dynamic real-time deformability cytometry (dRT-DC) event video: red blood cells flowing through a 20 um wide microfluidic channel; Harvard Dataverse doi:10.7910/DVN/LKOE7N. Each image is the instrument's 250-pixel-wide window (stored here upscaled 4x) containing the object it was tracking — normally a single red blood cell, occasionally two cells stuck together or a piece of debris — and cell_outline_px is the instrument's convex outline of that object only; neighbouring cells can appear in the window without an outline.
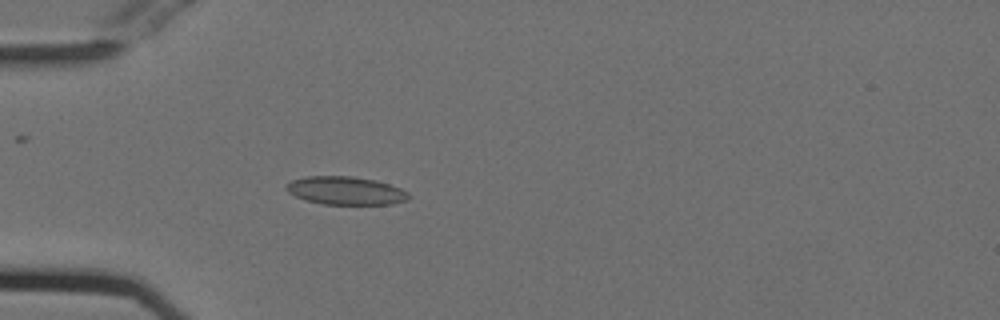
{"species": "Egyptian fruit bat (a non-hibernating species)", "species_latin": "Rousettus aegyptiacus", "temperature_condition": "cold", "stored_images_in_passage": 54, "camera_frame_rate_fps": 3000, "um_per_image_px": 0.085, "animal": {"sex": "female"}, "frame": {"image": 1, "passage_image": 16, "time_ms": 5.0, "image_size_px": [1000, 320], "cell_outline_px": [[408, 200], [392, 204], [324, 204], [304, 200], [288, 192], [284, 188], [292, 180], [304, 176], [352, 176], [376, 180], [400, 188], [408, 192]], "centroid_in_image_um": [29.36, 16.2], "position_along_channel_um": 55.6, "area_um2": 20.06}}
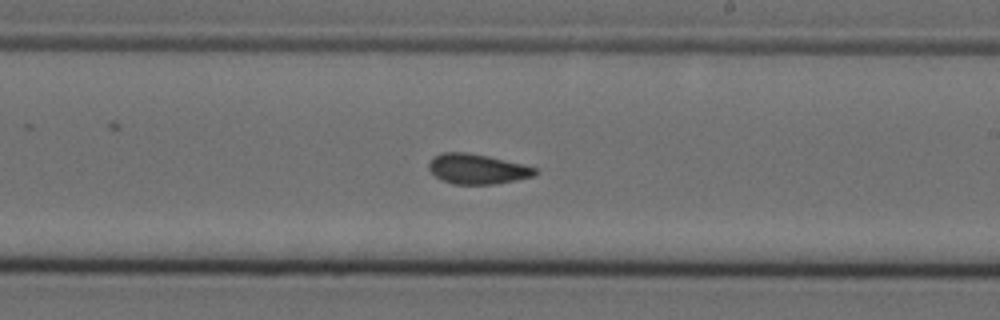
{"frame": {"image": 2, "passage_image": 32, "time_ms": 10.333, "image_size_px": [1000, 320], "cell_outline_px": [[540, 172], [532, 176], [516, 180], [492, 184], [452, 184], [436, 176], [428, 168], [428, 164], [436, 156], [444, 152], [468, 152], [488, 156], [524, 164], [536, 168]], "centroid_in_image_um": [40.6, 14.36], "position_along_channel_um": 248.4, "area_um2": 18.44}}
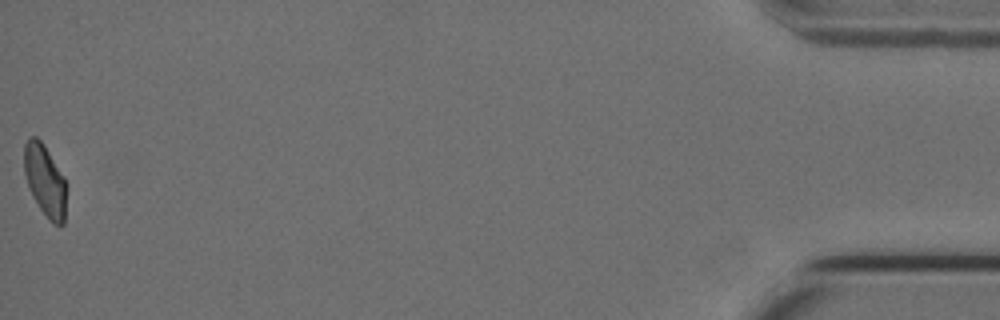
{"frame": {"image": 3, "passage_image": 54, "time_ms": 17.667, "image_size_px": [1000, 320], "cell_outline_px": [[64, 224], [60, 228], [52, 224], [48, 220], [32, 196], [28, 188], [24, 172], [24, 144], [32, 136], [36, 136], [44, 144], [64, 176]], "centroid_in_image_um": [3.8, 15.36], "position_along_channel_um": 431.4, "area_um2": 17.57}, "authors_computed_cell_mechanics": {"area_um2": 18.8428, "velocity_mm_per_s": 3.7634, "shape_relaxation_time_tau1_ms": null, "shape_relaxation_time_tau2_ms": 2.2157, "deformation_change_tau1": null, "deformation_change_tau2": 0.0792}}